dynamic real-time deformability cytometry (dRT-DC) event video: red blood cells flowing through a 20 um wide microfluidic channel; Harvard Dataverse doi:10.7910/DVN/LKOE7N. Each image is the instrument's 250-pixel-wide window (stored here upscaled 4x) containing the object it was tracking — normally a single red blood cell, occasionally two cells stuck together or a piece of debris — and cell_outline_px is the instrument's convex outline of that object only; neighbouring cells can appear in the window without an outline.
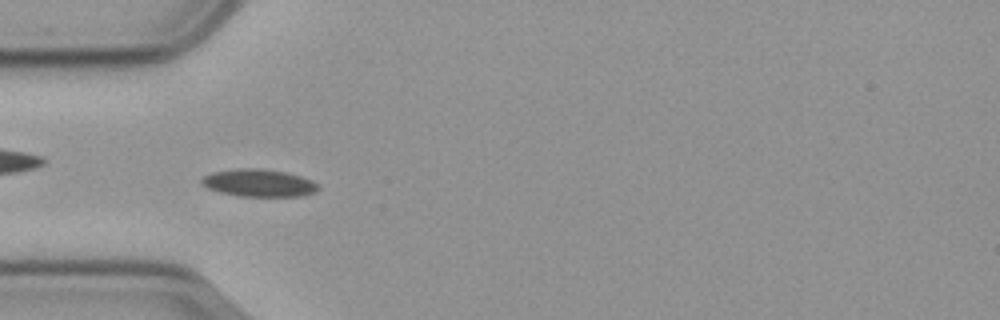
{"species": "common noctule bat (a hibernating species)", "species_latin": "Nyctalus noctula", "temperature_condition": "cold", "stored_images_in_passage": 53, "camera_frame_rate_fps": 3000, "um_per_image_px": 0.085, "animal": {"sex": "male", "body_mass_g": 23.1, "forearm_length_mm": 52.7}, "frame": {"image": 1, "passage_image": 13, "time_ms": 4.0, "image_size_px": [1000, 320], "cell_outline_px": [[320, 188], [316, 192], [300, 196], [240, 196], [220, 192], [208, 188], [200, 184], [200, 180], [204, 176], [212, 172], [240, 168], [260, 168], [284, 172], [300, 176], [312, 180], [320, 184]], "centroid_in_image_um": [22.01, 15.55], "position_along_channel_um": 63.0, "area_um2": 18.73}}
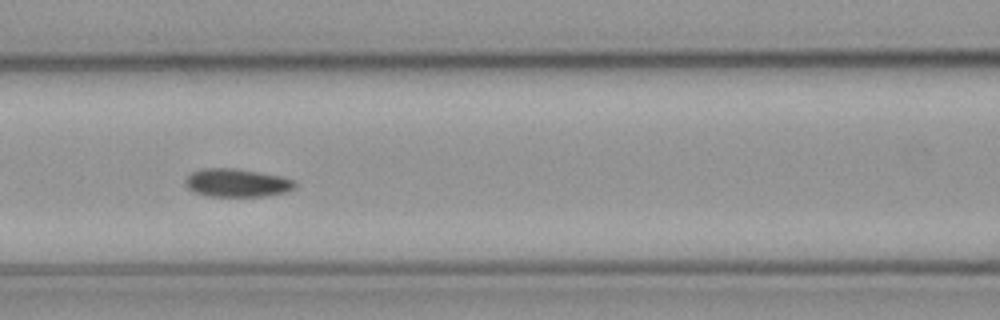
{"frame": {"image": 2, "passage_image": 20, "time_ms": 6.333, "image_size_px": [1000, 320], "cell_outline_px": [[296, 184], [288, 192], [268, 196], [208, 196], [196, 192], [188, 188], [184, 184], [184, 180], [192, 172], [200, 168], [236, 168], [280, 176], [296, 180]], "centroid_in_image_um": [20.14, 15.54], "position_along_channel_um": 146.5, "area_um2": 18.09}}
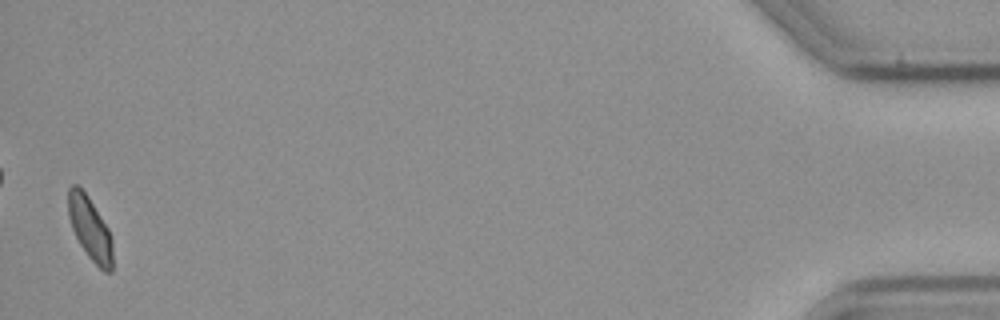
{"frame": {"image": 3, "passage_image": 52, "time_ms": 17.0, "image_size_px": [1000, 320], "cell_outline_px": [[112, 272], [104, 272], [88, 256], [80, 244], [72, 228], [68, 216], [68, 188], [72, 184], [76, 184], [88, 196], [108, 228], [112, 240]], "centroid_in_image_um": [7.64, 19.42], "position_along_channel_um": 427.6, "area_um2": 16.18}, "authors_computed_cell_mechanics": {"area_um2": 17.629, "velocity_mm_per_s": 3.5737, "shape_relaxation_time_tau1_ms": 2.9869, "shape_relaxation_time_tau2_ms": 5.8398, "deformation_change_tau1": 0.0837, "deformation_change_tau2": 0.1021}}